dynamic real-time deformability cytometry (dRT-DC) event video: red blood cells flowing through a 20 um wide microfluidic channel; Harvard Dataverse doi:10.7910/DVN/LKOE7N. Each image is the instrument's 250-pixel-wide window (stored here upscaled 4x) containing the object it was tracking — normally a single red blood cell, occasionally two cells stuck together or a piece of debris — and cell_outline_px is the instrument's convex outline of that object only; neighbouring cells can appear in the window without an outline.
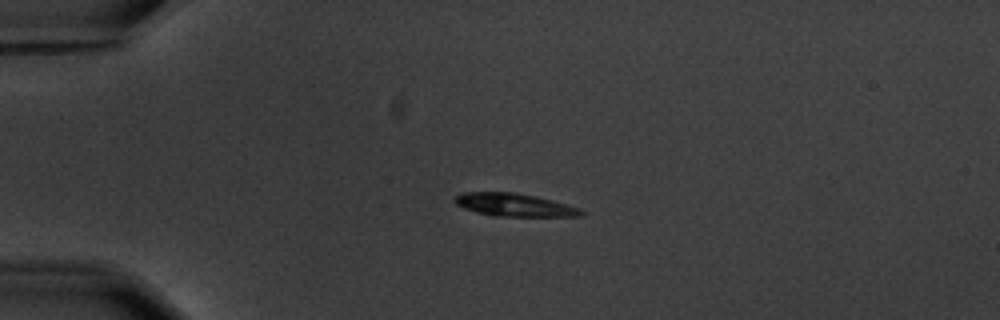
{"species": "common noctule bat (a hibernating species)", "species_latin": "Nyctalus noctula", "temperature_condition": "warm", "stored_images_in_passage": 2, "camera_frame_rate_fps": 3000, "um_per_image_px": 0.085, "animal": {"sex": "male", "body_mass_g": 20.1, "forearm_length_mm": 53.5}, "frame": {"image": 1, "passage_image": 2, "time_ms": 1.333, "image_size_px": [1000, 320], "cell_outline_px": [[584, 216], [492, 216], [476, 212], [464, 208], [456, 204], [452, 200], [456, 196], [464, 192], [512, 192], [536, 196], [580, 208], [584, 212]], "centroid_in_image_um": [43.69, 17.42], "position_along_channel_um": 41.3, "area_um2": 16.82}}